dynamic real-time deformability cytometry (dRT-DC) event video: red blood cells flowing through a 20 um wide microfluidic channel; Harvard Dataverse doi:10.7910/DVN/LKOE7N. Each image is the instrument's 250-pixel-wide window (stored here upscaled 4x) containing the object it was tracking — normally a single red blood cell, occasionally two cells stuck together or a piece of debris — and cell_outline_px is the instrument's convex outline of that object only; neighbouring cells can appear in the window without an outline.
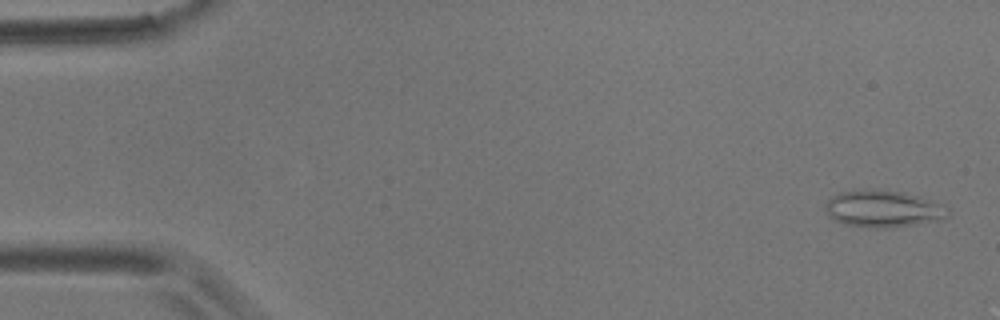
{"species": "common noctule bat (a hibernating species)", "species_latin": "Nyctalus noctula", "temperature_condition": "room temperature", "stored_images_in_passage": 53, "camera_frame_rate_fps": 3000, "um_per_image_px": 0.085, "animal": {"sex": "male", "body_mass_g": 17.9}, "frame": {"image": 1, "passage_image": 2, "time_ms": 0.333, "image_size_px": [1000, 320], "cell_outline_px": [[948, 216], [940, 220], [916, 224], [884, 228], [868, 228], [844, 224], [828, 216], [824, 212], [824, 204], [832, 196], [840, 192], [864, 188], [904, 192], [944, 204], [948, 208]], "centroid_in_image_um": [75.03, 17.74], "position_along_channel_um": 10.0, "area_um2": 26.7}}
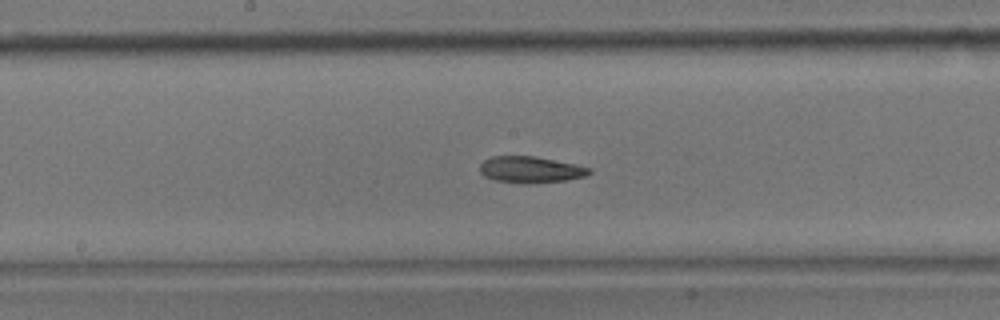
{"frame": {"image": 2, "passage_image": 29, "time_ms": 9.333, "image_size_px": [1000, 320], "cell_outline_px": [[592, 172], [584, 176], [564, 180], [528, 184], [524, 184], [496, 180], [484, 176], [480, 172], [480, 164], [484, 160], [492, 156], [536, 156], [592, 168]], "centroid_in_image_um": [45.08, 14.41], "position_along_channel_um": 203.1, "area_um2": 16.76}}
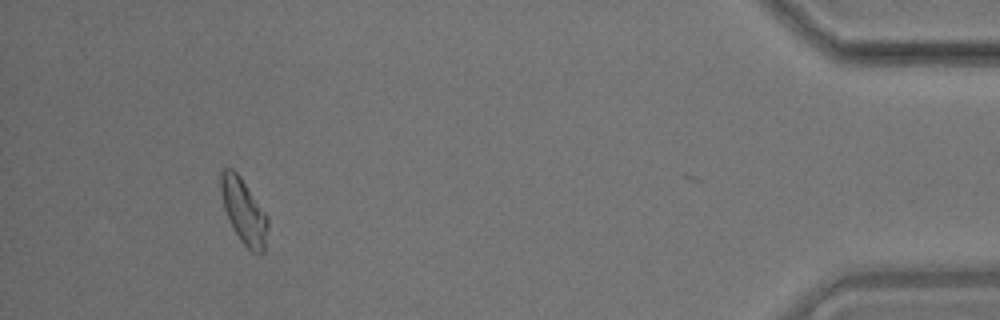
{"frame": {"image": 3, "passage_image": 52, "time_ms": 17.0, "image_size_px": [1000, 320], "cell_outline_px": [[268, 228], [264, 252], [260, 256], [252, 252], [240, 240], [232, 228], [228, 220], [224, 208], [220, 192], [220, 172], [224, 168], [232, 168], [240, 176], [268, 216]], "centroid_in_image_um": [20.72, 17.98], "position_along_channel_um": 414.5, "area_um2": 18.03}, "authors_computed_cell_mechanics": {"area_um2": 17.3978, "velocity_mm_per_s": 3.5912, "shape_relaxation_time_tau1_ms": 7.0639, "shape_relaxation_time_tau2_ms": 11.1727, "deformation_change_tau1": 0.1498, "deformation_change_tau2": 0.2003}}